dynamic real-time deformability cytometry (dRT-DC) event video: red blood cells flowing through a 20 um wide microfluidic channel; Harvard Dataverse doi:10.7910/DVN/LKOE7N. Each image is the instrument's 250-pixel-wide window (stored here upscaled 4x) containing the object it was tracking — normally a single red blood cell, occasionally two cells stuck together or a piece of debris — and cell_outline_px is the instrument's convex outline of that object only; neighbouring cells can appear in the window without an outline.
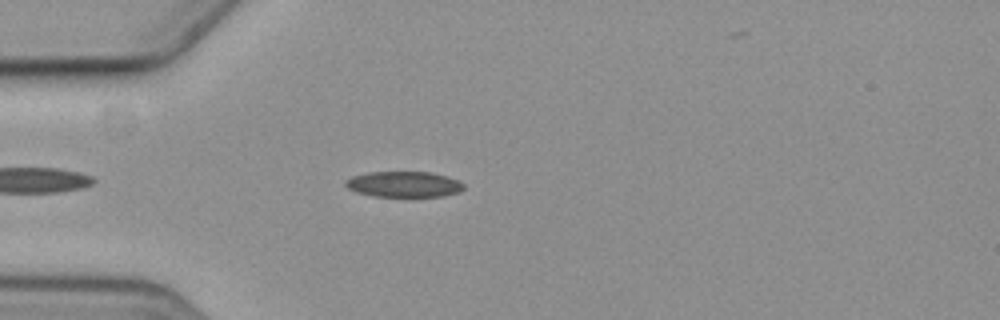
{"species": "common noctule bat (a hibernating species)", "species_latin": "Nyctalus noctula", "temperature_condition": "cold", "stored_images_in_passage": 42, "camera_frame_rate_fps": 3000, "um_per_image_px": 0.085, "animal": {"sex": "female", "body_mass_g": 19.3, "forearm_length_mm": 54.1}, "frame": {"image": 1, "passage_image": 6, "time_ms": 1.667, "image_size_px": [1000, 320], "cell_outline_px": [[464, 188], [460, 192], [444, 196], [372, 196], [356, 192], [348, 188], [344, 184], [344, 180], [352, 176], [368, 172], [428, 172], [448, 176], [464, 184]], "centroid_in_image_um": [34.31, 15.66], "position_along_channel_um": 50.7, "area_um2": 17.74}}
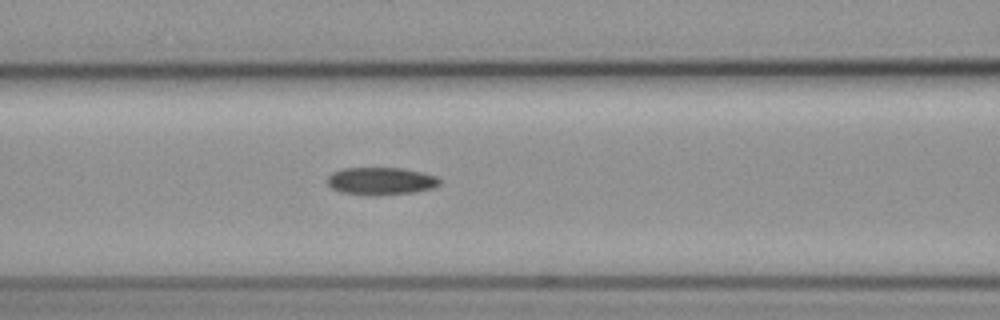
{"frame": {"image": 2, "passage_image": 14, "time_ms": 4.333, "image_size_px": [1000, 320], "cell_outline_px": [[440, 184], [432, 188], [412, 192], [344, 192], [332, 188], [328, 184], [328, 176], [332, 172], [344, 168], [400, 168], [420, 172], [436, 176], [440, 180]], "centroid_in_image_um": [32.39, 15.33], "position_along_channel_um": 134.2, "area_um2": 16.82}}
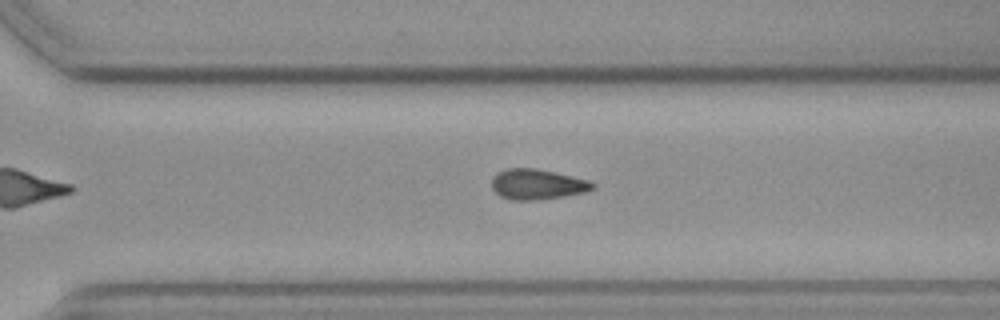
{"frame": {"image": 3, "passage_image": 30, "time_ms": 9.667, "image_size_px": [1000, 320], "cell_outline_px": [[596, 188], [588, 192], [540, 200], [512, 200], [500, 196], [492, 188], [492, 176], [496, 172], [508, 168], [536, 168], [556, 172], [592, 180], [596, 184]], "centroid_in_image_um": [45.72, 15.66], "position_along_channel_um": 324.9, "area_um2": 18.32}}